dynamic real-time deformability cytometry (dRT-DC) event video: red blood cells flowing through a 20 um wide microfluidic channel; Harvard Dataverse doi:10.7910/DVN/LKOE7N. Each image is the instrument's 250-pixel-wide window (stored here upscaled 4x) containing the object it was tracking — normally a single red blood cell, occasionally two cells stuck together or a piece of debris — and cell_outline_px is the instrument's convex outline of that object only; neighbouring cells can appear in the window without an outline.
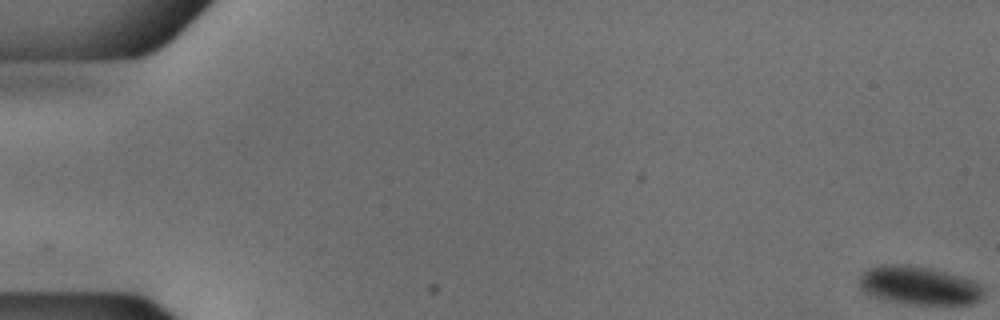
{"species": "common noctule bat (a hibernating species)", "species_latin": "Nyctalus noctula", "temperature_condition": "cold", "stored_images_in_passage": 9, "camera_frame_rate_fps": 3000, "um_per_image_px": 0.085, "animal": {"sex": "male", "body_mass_g": 18.8}, "frame": {"image": 1, "passage_image": 1, "time_ms": 0.0, "image_size_px": [1000, 320], "cell_outline_px": [[984, 292], [980, 300], [972, 304], [912, 304], [888, 300], [864, 292], [860, 288], [860, 276], [868, 268], [884, 264], [908, 264], [932, 268], [972, 280], [980, 284], [984, 288]], "centroid_in_image_um": [78.14, 24.25], "position_along_channel_um": 6.9, "area_um2": 27.74}}